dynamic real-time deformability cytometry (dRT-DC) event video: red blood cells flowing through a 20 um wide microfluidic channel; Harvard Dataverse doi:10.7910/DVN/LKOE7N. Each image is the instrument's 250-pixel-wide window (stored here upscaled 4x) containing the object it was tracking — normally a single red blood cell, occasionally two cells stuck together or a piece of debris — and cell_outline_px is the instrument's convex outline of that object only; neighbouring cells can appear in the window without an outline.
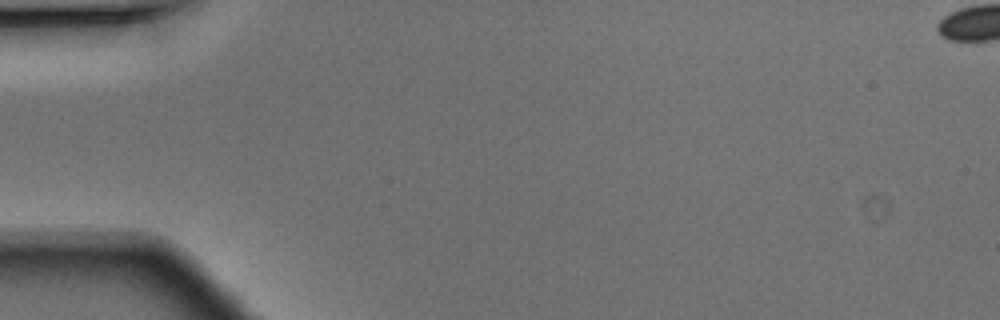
{"species": "Egyptian fruit bat (a non-hibernating species)", "species_latin": "Rousettus aegyptiacus", "temperature_condition": "warm", "stored_images_in_passage": 6, "camera_frame_rate_fps": 3000, "um_per_image_px": 0.085, "animal": {"sex": "male"}, "frame": {"image": 1, "passage_image": 1, "time_ms": 0.0, "image_size_px": [1000, 320], "cell_outline_px": [[284, 252], [276, 272], [260, 276], [256, 276], [216, 216], [236, 208], [244, 212], [272, 236], [284, 248]], "centroid_in_image_um": [21.48, 20.57], "position_along_channel_um": 63.5, "area_um2": 16.82}}